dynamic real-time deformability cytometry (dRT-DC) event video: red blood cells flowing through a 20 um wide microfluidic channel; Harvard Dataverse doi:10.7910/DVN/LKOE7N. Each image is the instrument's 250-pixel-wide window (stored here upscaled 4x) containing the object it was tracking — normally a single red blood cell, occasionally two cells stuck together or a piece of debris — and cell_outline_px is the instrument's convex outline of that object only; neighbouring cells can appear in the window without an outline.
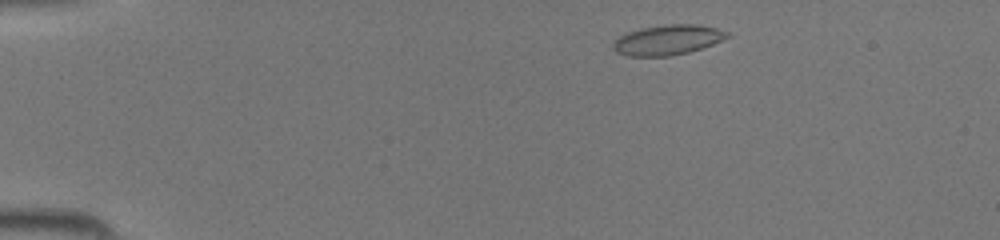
{"species": "common noctule bat (a hibernating species)", "species_latin": "Nyctalus noctula", "temperature_condition": "room temperature", "stored_images_in_passage": 39, "camera_frame_rate_fps": 3000, "um_per_image_px": 0.085, "animal": {"sex": "female", "body_mass_g": 19.5, "forearm_length_mm": 54.1}, "frame": {"image": 1, "passage_image": 3, "time_ms": 0.667, "image_size_px": [1000, 240], "cell_outline_px": [[732, 36], [712, 44], [688, 52], [672, 56], [624, 56], [616, 52], [612, 48], [612, 40], [628, 32], [640, 28], [664, 24], [696, 24], [716, 28], [728, 32]], "centroid_in_image_um": [56.71, 3.39], "position_along_channel_um": 28.3, "area_um2": 20.17}}
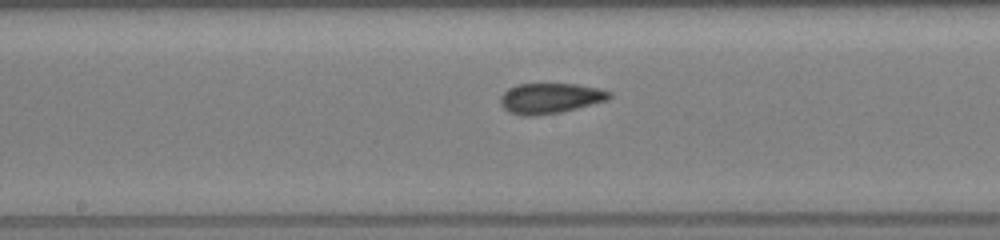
{"frame": {"image": 2, "passage_image": 19, "time_ms": 6.0, "image_size_px": [1000, 240], "cell_outline_px": [[612, 96], [608, 100], [560, 112], [528, 116], [508, 112], [500, 104], [500, 96], [508, 88], [516, 84], [576, 84], [600, 88], [612, 92]], "centroid_in_image_um": [46.77, 8.34], "position_along_channel_um": 201.4, "area_um2": 19.25}}
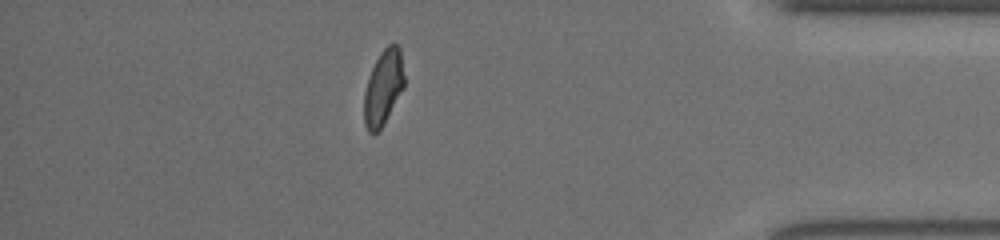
{"frame": {"image": 3, "passage_image": 34, "time_ms": 11.0, "image_size_px": [1000, 240], "cell_outline_px": [[404, 88], [384, 124], [376, 132], [368, 132], [364, 124], [364, 92], [368, 76], [380, 52], [388, 44], [396, 44], [400, 48], [404, 76]], "centroid_in_image_um": [32.58, 7.43], "position_along_channel_um": 402.6, "area_um2": 17.63}}